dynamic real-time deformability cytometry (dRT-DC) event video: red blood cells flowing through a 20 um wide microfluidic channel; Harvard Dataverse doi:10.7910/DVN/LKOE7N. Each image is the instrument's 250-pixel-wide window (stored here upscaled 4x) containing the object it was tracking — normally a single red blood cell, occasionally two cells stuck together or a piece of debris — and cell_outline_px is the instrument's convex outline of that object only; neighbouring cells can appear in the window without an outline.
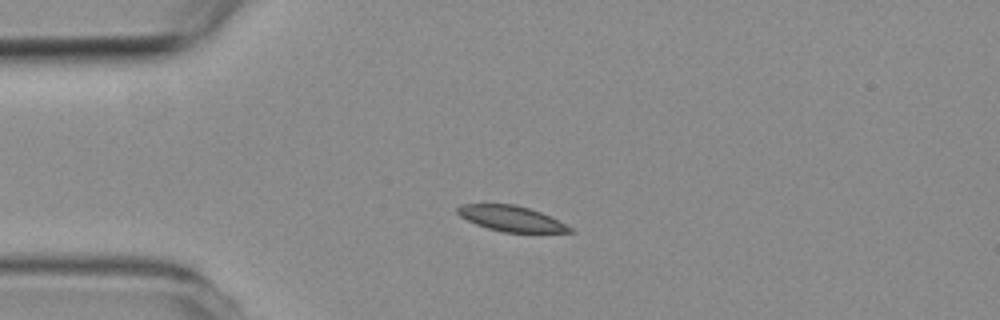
{"species": "common noctule bat (a hibernating species)", "species_latin": "Nyctalus noctula", "temperature_condition": "room temperature", "stored_images_in_passage": 4, "camera_frame_rate_fps": 3000, "um_per_image_px": 0.085, "animal": {"sex": "female", "body_mass_g": 19.3, "forearm_length_mm": 54.1}, "frame": {"image": 1, "passage_image": 3, "time_ms": 2.333, "image_size_px": [1000, 320], "cell_outline_px": [[576, 232], [504, 232], [488, 228], [476, 224], [460, 216], [456, 212], [456, 208], [460, 204], [516, 204], [540, 212], [572, 228]], "centroid_in_image_um": [43.41, 18.57], "position_along_channel_um": 41.6, "area_um2": 16.42}}